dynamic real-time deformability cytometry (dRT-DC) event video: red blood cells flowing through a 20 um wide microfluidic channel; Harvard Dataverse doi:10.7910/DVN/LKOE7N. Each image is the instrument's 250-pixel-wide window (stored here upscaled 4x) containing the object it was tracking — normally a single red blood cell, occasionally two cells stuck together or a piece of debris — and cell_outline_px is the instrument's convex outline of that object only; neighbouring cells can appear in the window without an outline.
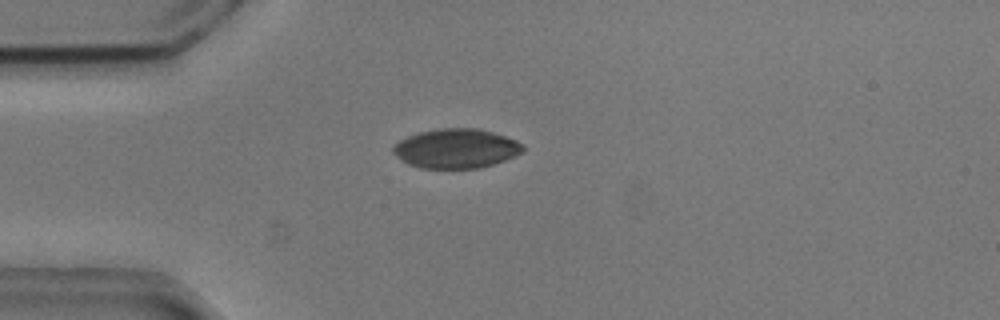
{"species": "common noctule bat (a hibernating species)", "species_latin": "Nyctalus noctula", "temperature_condition": "cold", "stored_images_in_passage": 19, "camera_frame_rate_fps": 3000, "um_per_image_px": 0.085, "animal": {"sex": "male", "body_mass_g": 20.5, "forearm_length_mm": 52.5}, "frame": {"image": 1, "passage_image": 2, "time_ms": 0.333, "image_size_px": [1000, 320], "cell_outline_px": [[524, 148], [520, 152], [504, 160], [480, 168], [420, 168], [408, 164], [392, 152], [392, 148], [400, 140], [408, 136], [420, 132], [440, 128], [480, 128], [516, 140], [524, 144]], "centroid_in_image_um": [38.76, 12.62], "position_along_channel_um": 46.2, "area_um2": 29.54}}
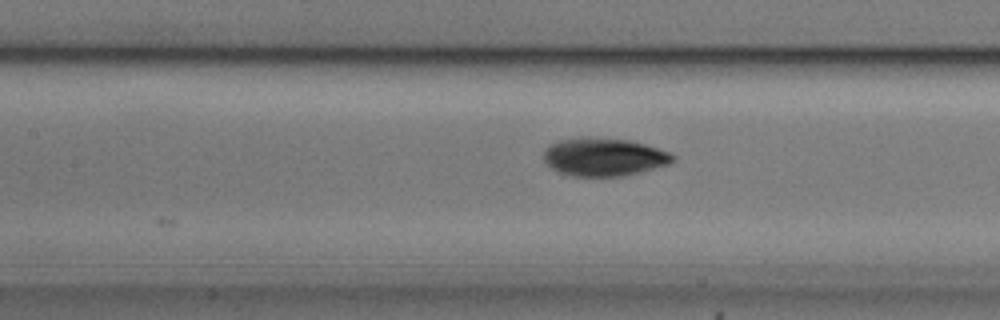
{"frame": {"image": 2, "passage_image": 12, "time_ms": 3.667, "image_size_px": [1000, 320], "cell_outline_px": [[676, 160], [668, 164], [624, 176], [572, 176], [556, 172], [544, 160], [544, 152], [548, 144], [560, 140], [580, 136], [628, 140], [644, 144], [668, 152], [676, 156]], "centroid_in_image_um": [51.29, 13.34], "position_along_channel_um": 156.1, "area_um2": 28.67}}
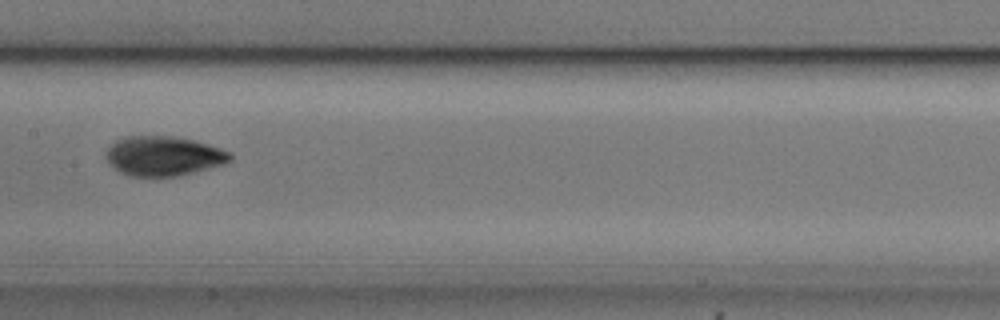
{"frame": {"image": 3, "passage_image": 15, "time_ms": 4.667, "image_size_px": [1000, 320], "cell_outline_px": [[232, 160], [224, 164], [176, 176], [128, 176], [112, 168], [108, 164], [104, 156], [108, 148], [116, 140], [128, 136], [172, 136], [196, 140], [232, 152]], "centroid_in_image_um": [13.88, 13.26], "position_along_channel_um": 193.5, "area_um2": 28.84}}